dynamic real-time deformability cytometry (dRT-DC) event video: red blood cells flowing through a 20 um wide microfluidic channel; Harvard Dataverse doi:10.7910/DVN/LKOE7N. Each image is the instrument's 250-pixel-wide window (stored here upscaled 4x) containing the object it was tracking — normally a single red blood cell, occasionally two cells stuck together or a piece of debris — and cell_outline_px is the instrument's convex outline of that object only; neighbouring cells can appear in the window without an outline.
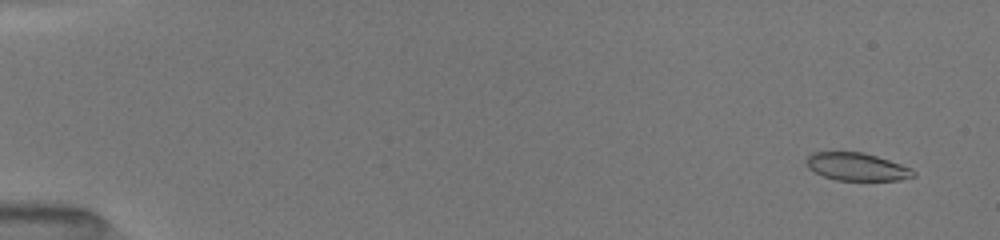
{"species": "common noctule bat (a hibernating species)", "species_latin": "Nyctalus noctula", "temperature_condition": "room temperature", "stored_images_in_passage": 50, "camera_frame_rate_fps": 3000, "um_per_image_px": 0.085, "animal": {"sex": "female", "body_mass_g": 19.5, "forearm_length_mm": 54.1}, "frame": {"image": 1, "passage_image": 3, "time_ms": 0.667, "image_size_px": [1000, 240], "cell_outline_px": [[916, 176], [900, 180], [836, 180], [824, 176], [808, 168], [804, 160], [812, 152], [864, 152], [912, 168], [916, 172]], "centroid_in_image_um": [72.83, 14.17], "position_along_channel_um": 12.2, "area_um2": 17.34}}
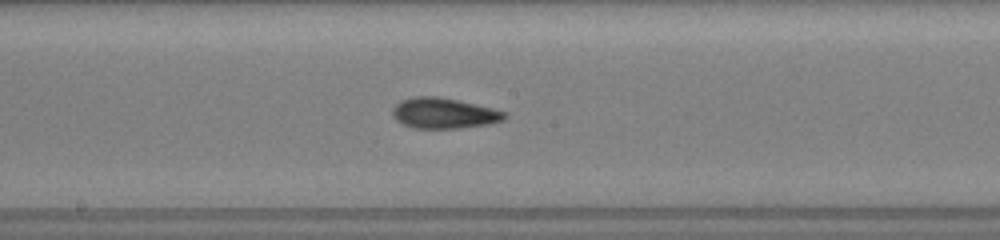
{"frame": {"image": 2, "passage_image": 29, "time_ms": 9.333, "image_size_px": [1000, 240], "cell_outline_px": [[508, 116], [504, 120], [488, 124], [460, 128], [412, 128], [396, 120], [392, 116], [392, 108], [400, 100], [416, 96], [436, 96], [456, 100], [492, 108], [508, 112]], "centroid_in_image_um": [37.72, 9.62], "position_along_channel_um": 210.5, "area_um2": 20.0}}
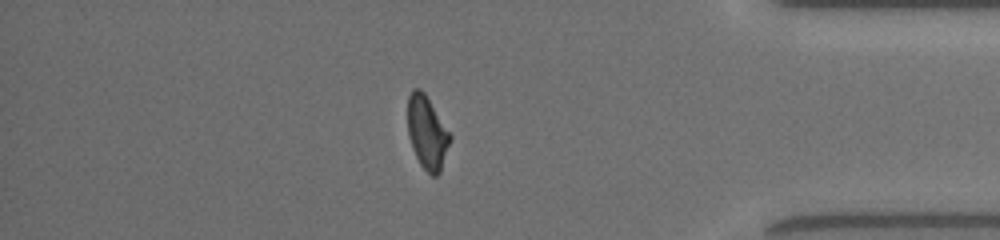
{"frame": {"image": 3, "passage_image": 45, "time_ms": 14.667, "image_size_px": [1000, 240], "cell_outline_px": [[452, 140], [440, 172], [436, 176], [432, 176], [420, 164], [412, 148], [408, 136], [408, 96], [412, 88], [420, 88], [424, 92], [452, 136]], "centroid_in_image_um": [36.31, 11.27], "position_along_channel_um": 398.9, "area_um2": 18.09}}